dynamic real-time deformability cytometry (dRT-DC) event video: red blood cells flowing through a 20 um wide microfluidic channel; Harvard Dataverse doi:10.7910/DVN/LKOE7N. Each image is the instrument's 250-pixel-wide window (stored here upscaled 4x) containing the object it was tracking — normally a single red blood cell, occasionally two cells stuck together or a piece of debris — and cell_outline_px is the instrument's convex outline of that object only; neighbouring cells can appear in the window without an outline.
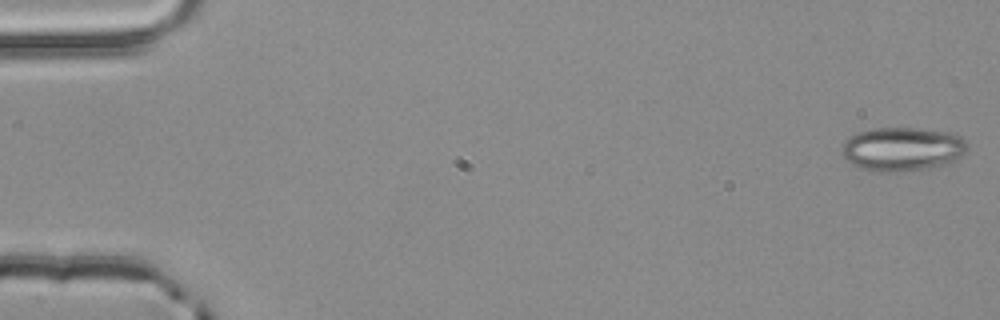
{"species": "common noctule bat (a hibernating species)", "species_latin": "Nyctalus noctula", "temperature_condition": "room temperature", "stored_images_in_passage": 5, "camera_frame_rate_fps": 3000, "um_per_image_px": 0.085, "animal": {"sex": "male", "body_mass_g": 20.4}, "frame": {"image": 1, "passage_image": 1, "time_ms": 0.0, "image_size_px": [1000, 320], "cell_outline_px": [[968, 148], [956, 160], [924, 168], [900, 172], [876, 172], [864, 168], [848, 160], [840, 152], [844, 140], [856, 132], [872, 128], [920, 128], [944, 132], [960, 136], [968, 144]], "centroid_in_image_um": [76.66, 12.65], "position_along_channel_um": 8.3, "area_um2": 31.73}}